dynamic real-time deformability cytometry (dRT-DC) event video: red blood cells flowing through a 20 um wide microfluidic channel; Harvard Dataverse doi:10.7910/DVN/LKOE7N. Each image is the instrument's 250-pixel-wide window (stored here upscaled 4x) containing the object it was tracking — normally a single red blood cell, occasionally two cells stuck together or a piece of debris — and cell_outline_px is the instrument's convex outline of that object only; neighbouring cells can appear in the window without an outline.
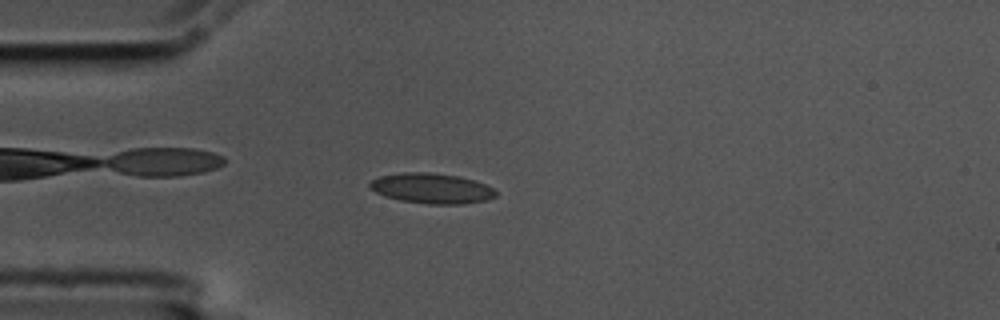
{"species": "common noctule bat (a hibernating species)", "species_latin": "Nyctalus noctula", "temperature_condition": "cold", "stored_images_in_passage": 43, "camera_frame_rate_fps": 3000, "um_per_image_px": 0.085, "animal": {"sex": "male", "body_mass_g": 17.5, "forearm_length_mm": 52.3}, "frame": {"image": 1, "passage_image": 2, "time_ms": 0.333, "image_size_px": [1000, 320], "cell_outline_px": [[496, 196], [488, 200], [460, 204], [428, 204], [400, 200], [376, 192], [368, 188], [368, 184], [372, 180], [380, 176], [404, 172], [428, 172], [460, 176], [484, 184], [492, 188], [496, 192]], "centroid_in_image_um": [36.68, 16.01], "position_along_channel_um": 48.3, "area_um2": 22.08}}
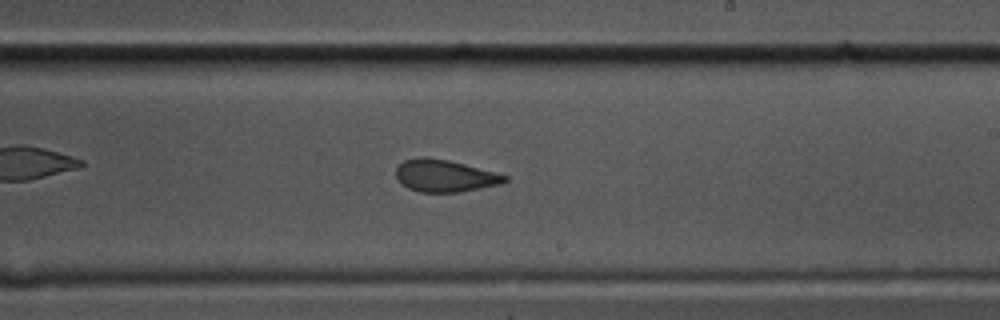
{"frame": {"image": 2, "passage_image": 20, "time_ms": 6.333, "image_size_px": [1000, 320], "cell_outline_px": [[508, 180], [500, 184], [460, 192], [420, 192], [408, 188], [396, 176], [396, 168], [404, 160], [420, 156], [424, 156], [448, 160], [464, 164], [508, 176]], "centroid_in_image_um": [37.79, 14.94], "position_along_channel_um": 251.2, "area_um2": 20.17}}
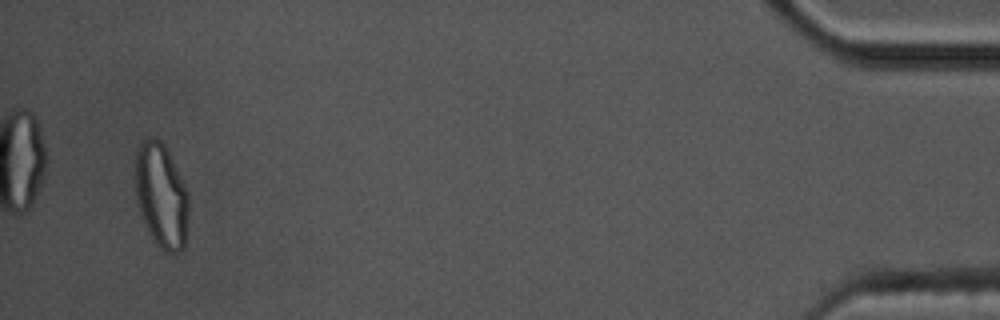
{"frame": {"image": 3, "passage_image": 41, "time_ms": 13.333, "image_size_px": [1000, 320], "cell_outline_px": [[188, 212], [184, 248], [180, 252], [164, 252], [152, 240], [148, 232], [136, 196], [136, 148], [144, 140], [156, 136], [164, 144], [188, 192]], "centroid_in_image_um": [13.72, 16.64], "position_along_channel_um": 421.5, "area_um2": 32.19}, "authors_computed_cell_mechanics": {"area_um2": 21.5594, "velocity_mm_per_s": 3.5841, "shape_relaxation_time_tau1_ms": null, "shape_relaxation_time_tau2_ms": 1.3099, "deformation_change_tau1": null, "deformation_change_tau2": 0.0816}}